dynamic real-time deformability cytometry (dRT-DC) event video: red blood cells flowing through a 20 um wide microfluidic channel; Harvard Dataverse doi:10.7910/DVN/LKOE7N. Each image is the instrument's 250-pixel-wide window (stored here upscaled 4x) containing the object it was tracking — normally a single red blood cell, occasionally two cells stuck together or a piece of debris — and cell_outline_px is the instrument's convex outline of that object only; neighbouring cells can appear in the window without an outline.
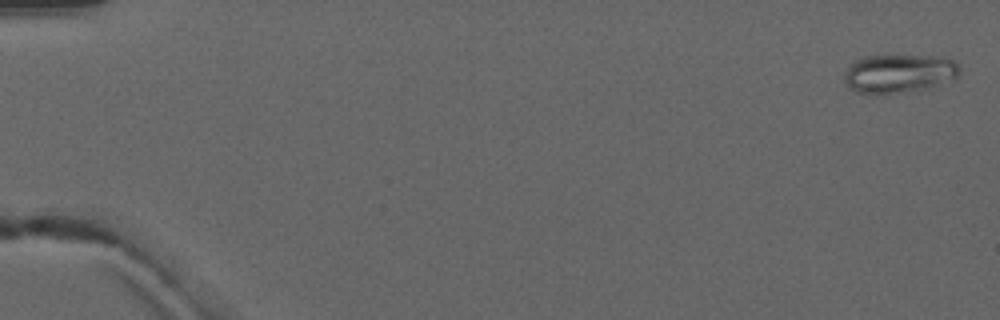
{"species": "common noctule bat (a hibernating species)", "species_latin": "Nyctalus noctula", "temperature_condition": "warm", "stored_images_in_passage": 5, "camera_frame_rate_fps": 3000, "um_per_image_px": 0.085, "animal": {"sex": "male", "forearm_length_mm": 52.5}, "frame": {"image": 1, "passage_image": 1, "time_ms": 0.0, "image_size_px": [1000, 320], "cell_outline_px": [[960, 76], [920, 92], [884, 96], [868, 96], [856, 92], [844, 80], [844, 76], [848, 64], [864, 56], [936, 56], [952, 60], [960, 68]], "centroid_in_image_um": [76.39, 6.31], "position_along_channel_um": 8.6, "area_um2": 26.93}}